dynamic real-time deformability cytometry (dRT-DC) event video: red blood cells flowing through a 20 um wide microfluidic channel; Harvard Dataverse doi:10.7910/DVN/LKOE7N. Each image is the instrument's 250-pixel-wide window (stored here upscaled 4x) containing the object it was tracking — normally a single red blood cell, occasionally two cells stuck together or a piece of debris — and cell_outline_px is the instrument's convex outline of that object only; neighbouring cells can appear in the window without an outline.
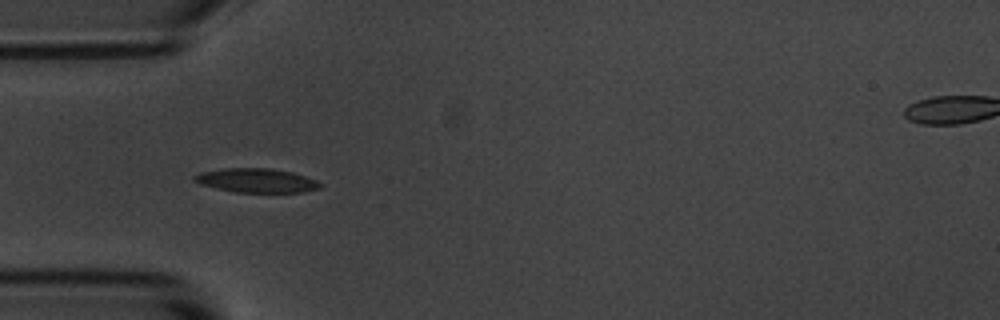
{"species": "common noctule bat (a hibernating species)", "species_latin": "Nyctalus noctula", "temperature_condition": "room temperature", "stored_images_in_passage": 6, "camera_frame_rate_fps": 3000, "um_per_image_px": 0.085, "animal": {"sex": "male", "body_mass_g": 20.1, "forearm_length_mm": 53.5}, "frame": {"image": 1, "passage_image": 5, "time_ms": 5.0, "image_size_px": [1000, 320], "cell_outline_px": [[324, 184], [320, 188], [304, 192], [236, 192], [216, 188], [200, 184], [192, 180], [192, 176], [200, 172], [224, 168], [272, 168], [292, 172], [316, 180]], "centroid_in_image_um": [21.79, 15.33], "position_along_channel_um": 63.2, "area_um2": 17.74}}